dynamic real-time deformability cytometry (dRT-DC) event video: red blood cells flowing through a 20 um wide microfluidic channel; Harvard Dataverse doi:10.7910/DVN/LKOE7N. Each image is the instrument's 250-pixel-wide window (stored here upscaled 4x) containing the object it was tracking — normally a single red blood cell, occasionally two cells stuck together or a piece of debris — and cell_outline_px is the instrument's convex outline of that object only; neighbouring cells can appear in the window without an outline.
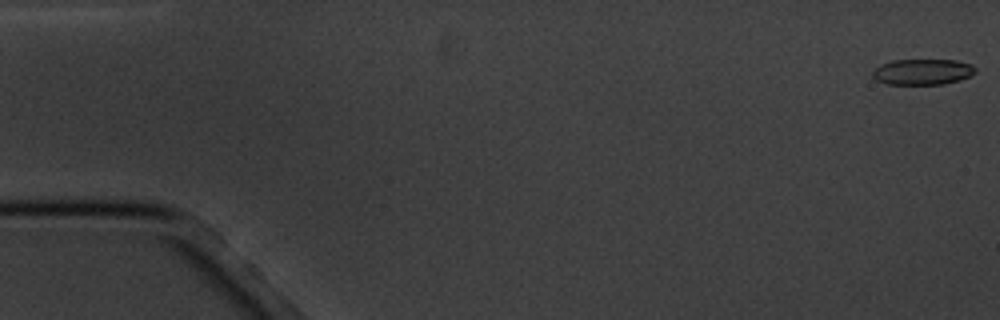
{"species": "common noctule bat (a hibernating species)", "species_latin": "Nyctalus noctula", "temperature_condition": "cold", "stored_images_in_passage": 6, "camera_frame_rate_fps": 3000, "um_per_image_px": 0.085, "animal": {"sex": "male", "body_mass_g": 20.1, "forearm_length_mm": 53.5}, "frame": {"image": 1, "passage_image": 1, "time_ms": 0.0, "image_size_px": [1000, 320], "cell_outline_px": [[976, 72], [972, 76], [960, 80], [944, 84], [888, 84], [876, 80], [872, 76], [872, 72], [880, 64], [892, 60], [956, 60], [972, 64], [976, 68]], "centroid_in_image_um": [78.45, 6.1], "position_along_channel_um": 6.6, "area_um2": 15.61}}
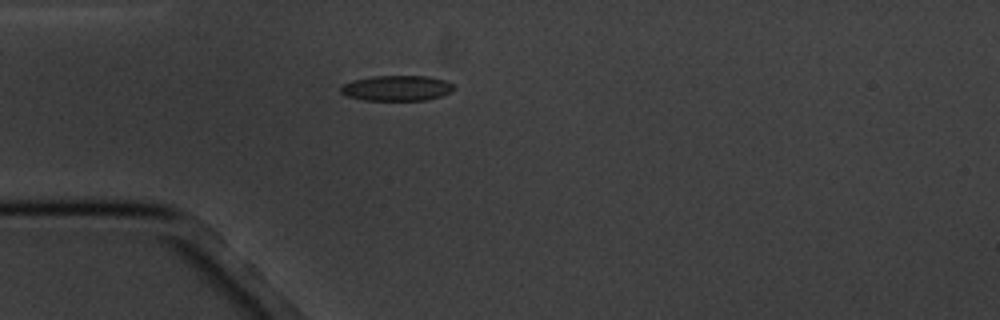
{"frame": {"image": 2, "passage_image": 5, "time_ms": 5.0, "image_size_px": [1000, 320], "cell_outline_px": [[456, 88], [452, 92], [440, 96], [424, 100], [364, 100], [344, 96], [340, 92], [340, 88], [344, 84], [352, 80], [372, 76], [428, 76], [444, 80], [452, 84]], "centroid_in_image_um": [33.71, 7.49], "position_along_channel_um": 51.3, "area_um2": 16.82}}